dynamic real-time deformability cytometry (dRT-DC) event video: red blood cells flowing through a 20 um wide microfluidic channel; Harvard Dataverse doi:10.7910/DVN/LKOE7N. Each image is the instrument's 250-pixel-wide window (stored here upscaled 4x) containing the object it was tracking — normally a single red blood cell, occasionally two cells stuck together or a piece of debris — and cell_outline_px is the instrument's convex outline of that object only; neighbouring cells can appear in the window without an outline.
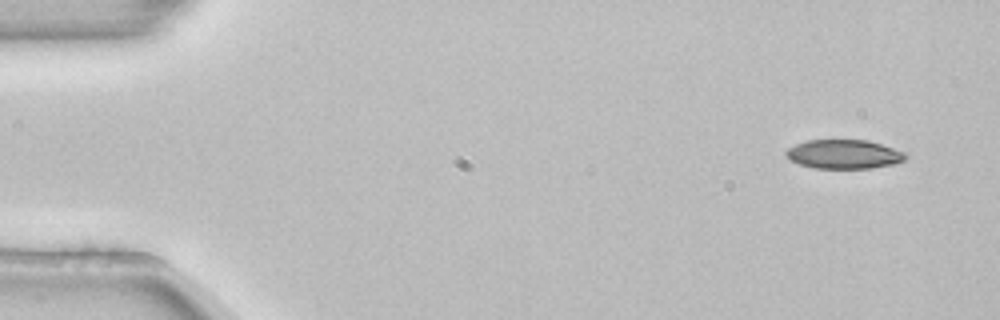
{"species": "common noctule bat (a hibernating species)", "species_latin": "Nyctalus noctula", "temperature_condition": "room temperature", "stored_images_in_passage": 4, "camera_frame_rate_fps": 3000, "um_per_image_px": 0.085, "animal": {"sex": "female", "body_mass_g": 22.7, "forearm_length_mm": 54.2}, "frame": {"image": 1, "passage_image": 1, "time_ms": 0.0, "image_size_px": [1000, 320], "cell_outline_px": [[908, 156], [904, 160], [892, 164], [872, 168], [812, 168], [800, 164], [792, 160], [784, 152], [788, 148], [796, 144], [808, 140], [868, 140], [908, 152]], "centroid_in_image_um": [71.78, 13.1], "position_along_channel_um": 13.2, "area_um2": 20.23}}